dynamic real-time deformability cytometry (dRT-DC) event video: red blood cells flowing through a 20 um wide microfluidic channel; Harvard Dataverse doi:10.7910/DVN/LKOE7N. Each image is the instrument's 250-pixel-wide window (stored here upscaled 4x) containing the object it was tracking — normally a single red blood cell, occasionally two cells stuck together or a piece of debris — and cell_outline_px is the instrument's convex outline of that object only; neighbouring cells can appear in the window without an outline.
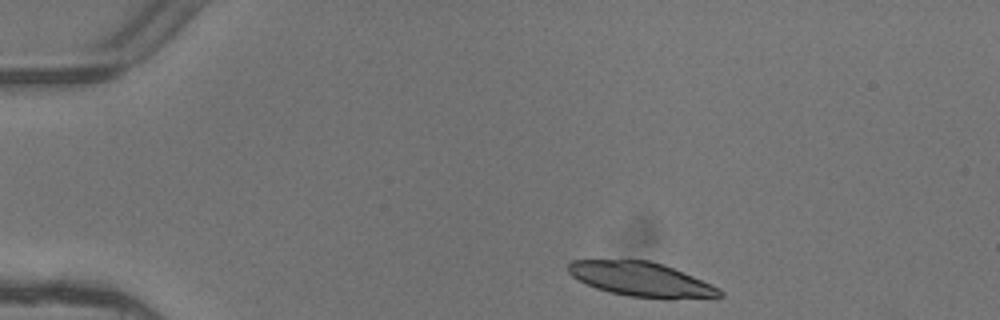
{"species": "common noctule bat (a hibernating species)", "species_latin": "Nyctalus noctula", "temperature_condition": "warm", "stored_images_in_passage": 2, "camera_frame_rate_fps": 3000, "um_per_image_px": 0.085, "animal": {"sex": "female"}, "frame": {"image": 1, "passage_image": 1, "time_ms": 0.0, "image_size_px": [1000, 320], "cell_outline_px": [[724, 296], [672, 300], [628, 296], [608, 292], [596, 288], [572, 276], [568, 272], [568, 264], [572, 260], [648, 260], [672, 268], [712, 284], [720, 288], [724, 292]], "centroid_in_image_um": [54.54, 23.77], "position_along_channel_um": 30.5, "area_um2": 30.35}}